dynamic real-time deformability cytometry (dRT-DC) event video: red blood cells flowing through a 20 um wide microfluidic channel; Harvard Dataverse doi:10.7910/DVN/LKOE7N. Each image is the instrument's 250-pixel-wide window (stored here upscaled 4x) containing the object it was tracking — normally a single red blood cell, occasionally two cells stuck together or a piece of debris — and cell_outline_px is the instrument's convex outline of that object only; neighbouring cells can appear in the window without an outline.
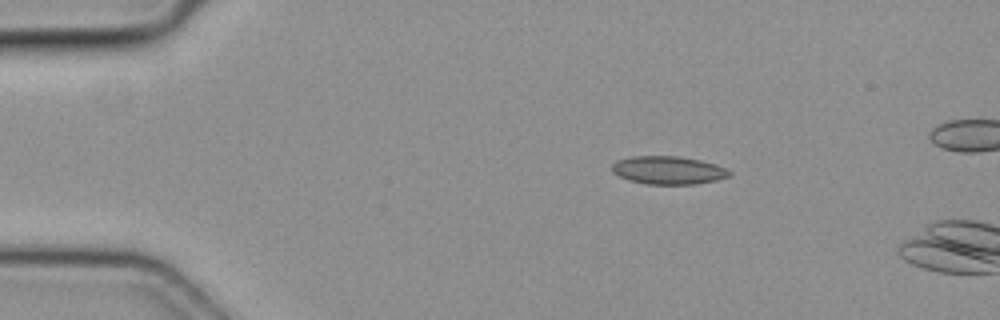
{"species": "common noctule bat (a hibernating species)", "species_latin": "Nyctalus noctula", "temperature_condition": "cold", "stored_images_in_passage": 3, "camera_frame_rate_fps": 3000, "um_per_image_px": 0.085, "animal": {"sex": "female", "body_mass_g": 19.3, "forearm_length_mm": 54.1}, "frame": {"image": 1, "passage_image": 2, "time_ms": 0.333, "image_size_px": [1000, 320], "cell_outline_px": [[732, 176], [716, 180], [692, 184], [648, 184], [628, 180], [612, 172], [612, 164], [616, 160], [632, 156], [676, 156], [700, 160], [716, 164], [732, 172]], "centroid_in_image_um": [56.8, 14.46], "position_along_channel_um": 28.2, "area_um2": 19.19}}